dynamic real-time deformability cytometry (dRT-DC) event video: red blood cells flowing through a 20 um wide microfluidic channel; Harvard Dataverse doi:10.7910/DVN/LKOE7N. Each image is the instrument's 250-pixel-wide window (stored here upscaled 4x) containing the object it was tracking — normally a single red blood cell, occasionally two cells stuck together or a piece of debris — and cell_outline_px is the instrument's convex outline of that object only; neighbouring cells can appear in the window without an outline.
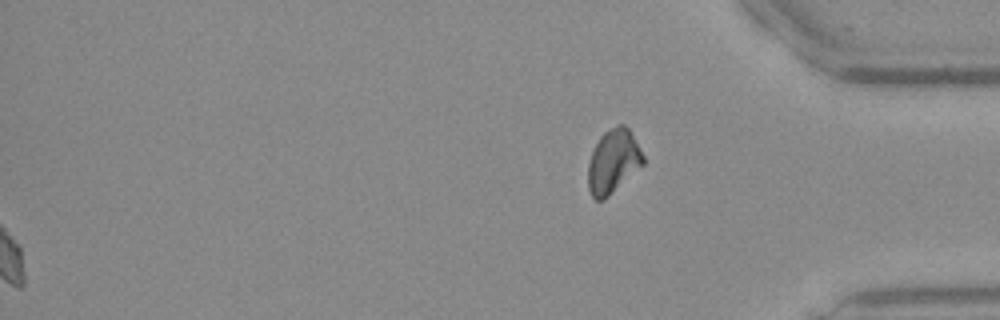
{"species": "Egyptian fruit bat (a non-hibernating species)", "species_latin": "Rousettus aegyptiacus", "temperature_condition": "warm", "stored_images_in_passage": 39, "segment_of_instrument_passage": [2, 2], "camera_frame_rate_fps": 3000, "um_per_image_px": 0.085, "frame": {"image": 1, "passage_image": 39, "time_ms": 12.667, "image_size_px": [1000, 320], "cell_outline_px": [[644, 164], [604, 200], [596, 200], [592, 196], [588, 188], [588, 164], [592, 152], [600, 136], [604, 132], [616, 124], [624, 124], [628, 128], [644, 156]], "centroid_in_image_um": [52.11, 13.72], "position_along_channel_um": 383.1, "area_um2": 20.35}}